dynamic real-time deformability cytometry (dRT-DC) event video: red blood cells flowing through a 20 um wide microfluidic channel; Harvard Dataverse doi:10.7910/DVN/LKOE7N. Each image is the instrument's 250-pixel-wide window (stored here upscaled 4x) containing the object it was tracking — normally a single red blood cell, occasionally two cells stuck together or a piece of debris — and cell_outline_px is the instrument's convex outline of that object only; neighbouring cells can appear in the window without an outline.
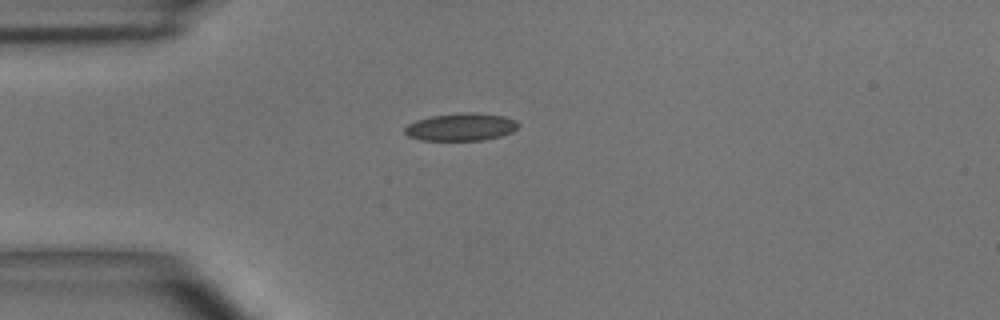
{"species": "common noctule bat (a hibernating species)", "species_latin": "Nyctalus noctula", "temperature_condition": "room temperature", "stored_images_in_passage": 2, "camera_frame_rate_fps": 3000, "um_per_image_px": 0.085, "animal": {"sex": "male", "body_mass_g": 15.6}, "frame": {"image": 1, "passage_image": 1, "time_ms": 0.0, "image_size_px": [1000, 320], "cell_outline_px": [[520, 124], [512, 132], [500, 136], [484, 140], [420, 140], [408, 136], [404, 132], [404, 128], [408, 124], [416, 120], [432, 116], [504, 116], [516, 120]], "centroid_in_image_um": [39.14, 10.86], "position_along_channel_um": 45.9, "area_um2": 17.11}}